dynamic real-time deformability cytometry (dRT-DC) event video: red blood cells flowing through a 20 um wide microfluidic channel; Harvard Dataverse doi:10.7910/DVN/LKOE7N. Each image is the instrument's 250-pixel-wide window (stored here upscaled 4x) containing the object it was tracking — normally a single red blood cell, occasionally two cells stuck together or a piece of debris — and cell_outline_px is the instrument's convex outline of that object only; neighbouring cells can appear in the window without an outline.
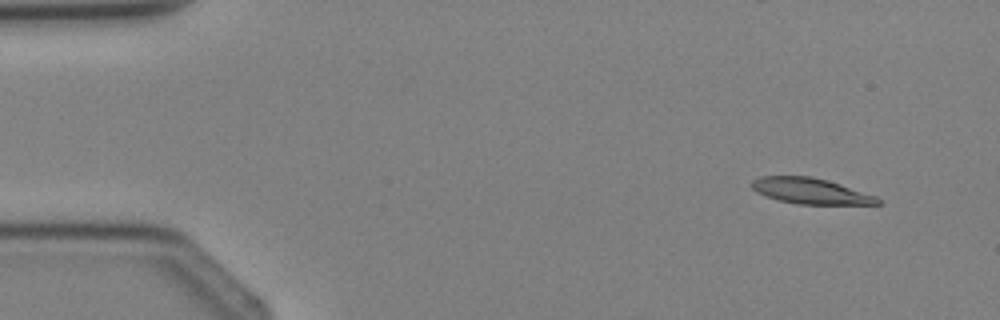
{"species": "Egyptian fruit bat (a non-hibernating species)", "species_latin": "Rousettus aegyptiacus", "temperature_condition": "cold", "stored_images_in_passage": 3, "camera_frame_rate_fps": 3000, "um_per_image_px": 0.085, "animal": {"sex": "female"}, "frame": {"image": 1, "passage_image": 1, "time_ms": 0.0, "image_size_px": [1000, 320], "cell_outline_px": [[884, 204], [796, 204], [764, 196], [756, 192], [752, 188], [752, 180], [760, 176], [812, 176], [828, 180], [876, 196], [884, 200]], "centroid_in_image_um": [68.92, 16.24], "position_along_channel_um": 16.1, "area_um2": 19.02}}
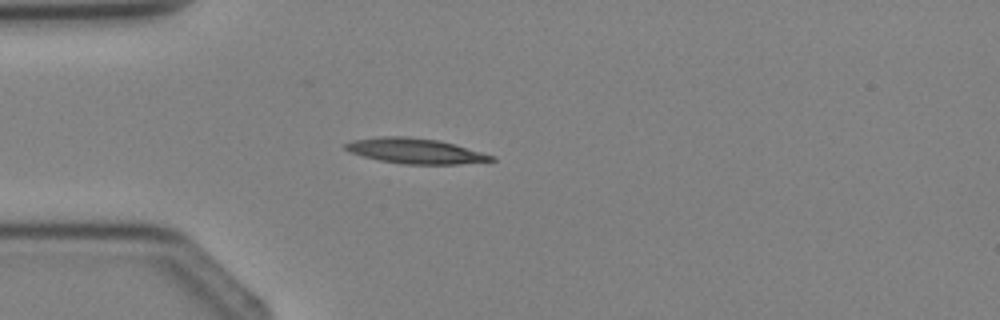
{"frame": {"image": 2, "passage_image": 3, "time_ms": 2.333, "image_size_px": [1000, 320], "cell_outline_px": [[496, 160], [460, 164], [404, 164], [380, 160], [364, 156], [352, 152], [344, 148], [344, 144], [352, 140], [380, 136], [404, 136], [436, 140], [452, 144], [496, 156]], "centroid_in_image_um": [35.29, 12.83], "position_along_channel_um": 49.7, "area_um2": 21.15}}